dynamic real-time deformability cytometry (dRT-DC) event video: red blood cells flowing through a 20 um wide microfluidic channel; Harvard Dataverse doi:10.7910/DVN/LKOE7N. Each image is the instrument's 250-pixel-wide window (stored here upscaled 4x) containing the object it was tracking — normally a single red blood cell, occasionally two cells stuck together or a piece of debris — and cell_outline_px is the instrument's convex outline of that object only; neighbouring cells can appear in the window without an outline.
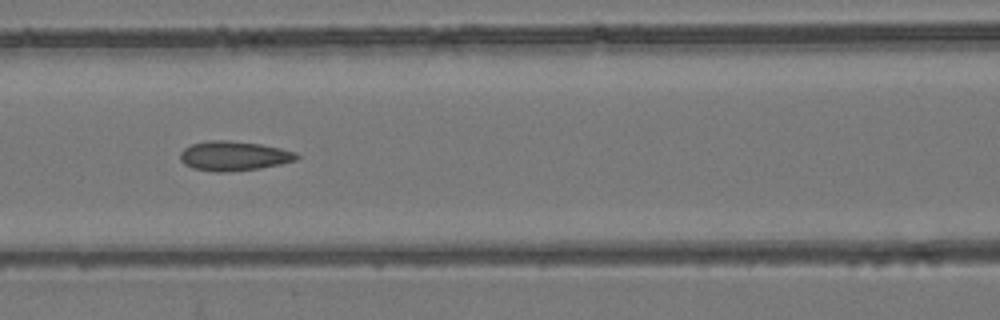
{"species": "common noctule bat (a hibernating species)", "species_latin": "Nyctalus noctula", "temperature_condition": "room temperature", "stored_images_in_passage": 7, "camera_frame_rate_fps": 3000, "um_per_image_px": 0.085, "animal": {"sex": "female", "body_mass_g": 24.6, "forearm_length_mm": 56.2}, "frame": {"image": 1, "passage_image": 6, "time_ms": 1.667, "image_size_px": [1000, 320], "cell_outline_px": [[300, 156], [296, 160], [280, 164], [260, 168], [224, 172], [216, 172], [192, 168], [184, 164], [180, 160], [180, 152], [184, 148], [192, 144], [208, 140], [228, 140], [260, 144], [280, 148], [296, 152]], "centroid_in_image_um": [19.86, 13.25], "position_along_channel_um": 146.7, "area_um2": 20.06}}
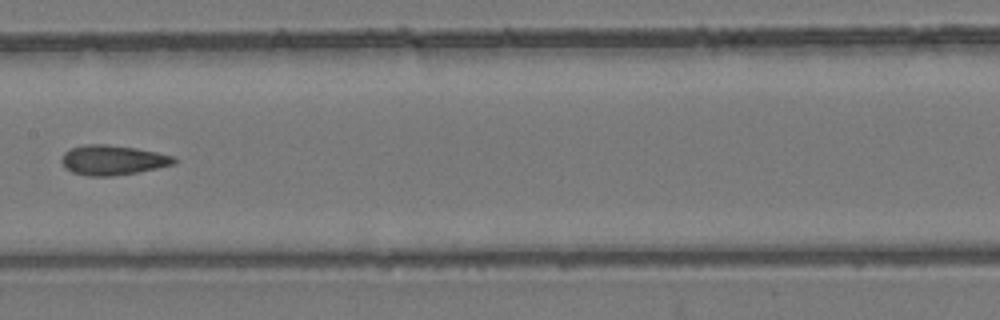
{"frame": {"image": 2, "passage_image": 7, "time_ms": 2.0, "image_size_px": [1000, 320], "cell_outline_px": [[176, 164], [136, 172], [112, 176], [88, 176], [72, 172], [64, 168], [60, 160], [64, 152], [72, 148], [88, 144], [104, 144], [136, 148], [156, 152], [172, 156], [176, 160]], "centroid_in_image_um": [9.54, 13.61], "position_along_channel_um": 197.9, "area_um2": 19.42}}